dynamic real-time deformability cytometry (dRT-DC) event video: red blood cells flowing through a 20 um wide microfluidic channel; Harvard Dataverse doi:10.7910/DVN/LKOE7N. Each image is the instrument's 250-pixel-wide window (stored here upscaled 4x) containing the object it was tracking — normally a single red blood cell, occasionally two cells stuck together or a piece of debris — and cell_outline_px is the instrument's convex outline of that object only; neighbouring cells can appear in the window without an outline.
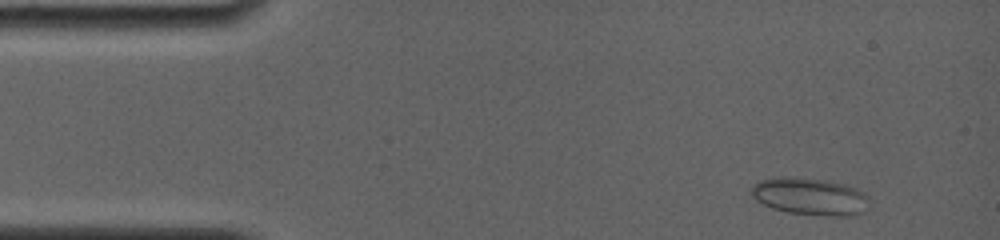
{"species": "common noctule bat (a hibernating species)", "species_latin": "Nyctalus noctula", "temperature_condition": "room temperature", "stored_images_in_passage": 11, "camera_frame_rate_fps": 4000, "um_per_image_px": 0.085, "animal": {"sex": "female", "body_mass_g": 19.0, "forearm_length_mm": 56.7}, "frame": {"image": 1, "passage_image": 2, "time_ms": 0.75, "image_size_px": [1000, 240], "cell_outline_px": [[868, 208], [864, 212], [856, 216], [828, 216], [788, 212], [772, 208], [756, 200], [752, 196], [752, 188], [760, 180], [780, 176], [784, 176], [828, 180], [844, 184], [856, 188], [864, 192], [868, 196]], "centroid_in_image_um": [68.91, 16.7], "position_along_channel_um": 16.1, "area_um2": 25.78}}
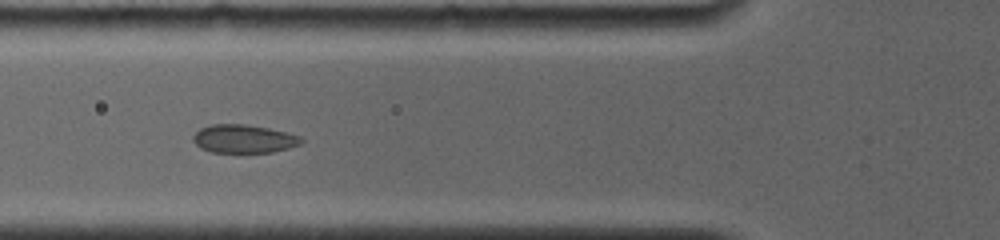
{"frame": {"image": 2, "passage_image": 8, "time_ms": 5.25, "image_size_px": [1000, 240], "cell_outline_px": [[304, 140], [300, 144], [288, 148], [272, 152], [212, 152], [200, 148], [192, 140], [192, 136], [200, 128], [212, 124], [244, 124], [268, 128], [300, 136]], "centroid_in_image_um": [20.69, 11.8], "position_along_channel_um": 105.1, "area_um2": 17.74}}
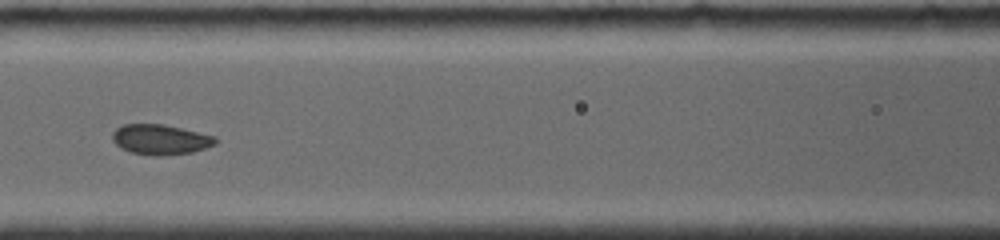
{"frame": {"image": 3, "passage_image": 10, "time_ms": 6.5, "image_size_px": [1000, 240], "cell_outline_px": [[216, 144], [192, 152], [160, 156], [152, 156], [132, 152], [120, 148], [112, 140], [112, 132], [116, 128], [124, 124], [164, 124], [216, 136]], "centroid_in_image_um": [13.61, 11.85], "position_along_channel_um": 153.0, "area_um2": 18.15}}